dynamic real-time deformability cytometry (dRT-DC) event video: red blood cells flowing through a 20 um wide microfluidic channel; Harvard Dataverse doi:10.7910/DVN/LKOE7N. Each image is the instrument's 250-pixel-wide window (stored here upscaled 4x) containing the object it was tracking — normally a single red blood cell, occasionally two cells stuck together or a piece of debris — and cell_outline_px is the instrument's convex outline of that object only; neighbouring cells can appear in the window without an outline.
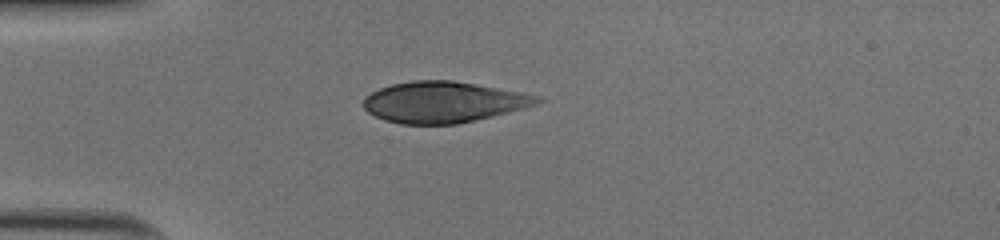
{"species": "human", "species_latin": "Homo sapiens", "temperature_condition": "cold", "stored_images_in_passage": 38, "camera_frame_rate_fps": 3000, "um_per_image_px": 0.085, "donor": {"sex": "male"}, "frame": {"image": 1, "passage_image": 1, "time_ms": 0.0, "image_size_px": [1000, 240], "cell_outline_px": [[544, 100], [536, 104], [524, 108], [476, 120], [456, 124], [400, 124], [384, 120], [368, 112], [360, 104], [364, 96], [380, 88], [392, 84], [412, 80], [452, 80], [476, 84], [520, 92], [540, 96]], "centroid_in_image_um": [37.65, 8.68], "position_along_channel_um": 47.4, "area_um2": 41.62}}
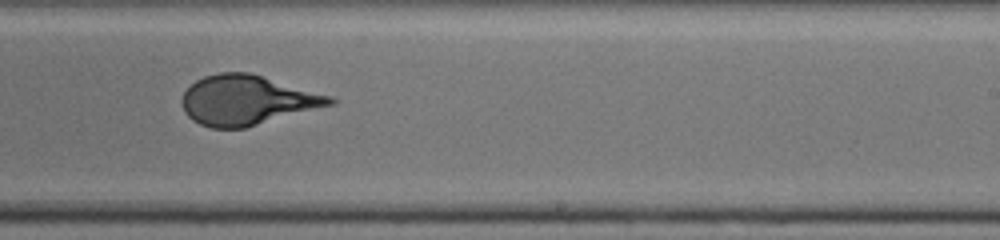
{"frame": {"image": 2, "passage_image": 19, "time_ms": 6.0, "image_size_px": [1000, 240], "cell_outline_px": [[336, 104], [244, 128], [212, 128], [200, 124], [192, 120], [184, 112], [180, 104], [180, 100], [184, 92], [196, 80], [204, 76], [220, 72], [248, 72], [332, 96], [336, 100]], "centroid_in_image_um": [20.98, 8.52], "position_along_channel_um": 268.0, "area_um2": 42.83}}
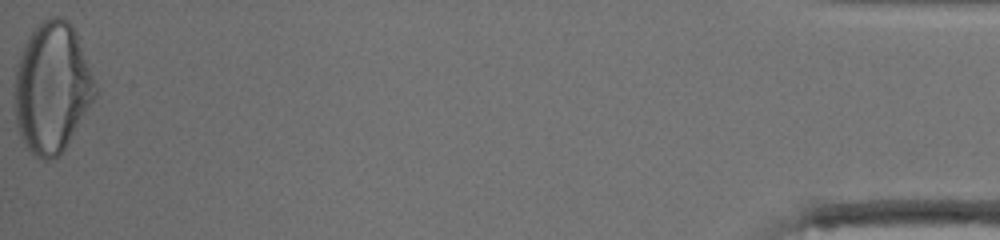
{"frame": {"image": 3, "passage_image": 38, "time_ms": 12.333, "image_size_px": [1000, 240], "cell_outline_px": [[96, 96], [60, 156], [52, 160], [44, 160], [36, 156], [28, 148], [20, 132], [16, 120], [16, 68], [20, 52], [28, 36], [48, 16], [60, 16], [68, 20], [72, 24], [76, 32], [96, 84]], "centroid_in_image_um": [4.44, 7.43], "position_along_channel_um": 430.8, "area_um2": 60.52}, "authors_computed_cell_mechanics": {"area_um2": 43.1766, "velocity_mm_per_s": 4.0174, "shape_relaxation_time_tau1_ms": 7.0533, "shape_relaxation_time_tau2_ms": null, "deformation_change_tau1": 0.2642, "deformation_change_tau2": null}}